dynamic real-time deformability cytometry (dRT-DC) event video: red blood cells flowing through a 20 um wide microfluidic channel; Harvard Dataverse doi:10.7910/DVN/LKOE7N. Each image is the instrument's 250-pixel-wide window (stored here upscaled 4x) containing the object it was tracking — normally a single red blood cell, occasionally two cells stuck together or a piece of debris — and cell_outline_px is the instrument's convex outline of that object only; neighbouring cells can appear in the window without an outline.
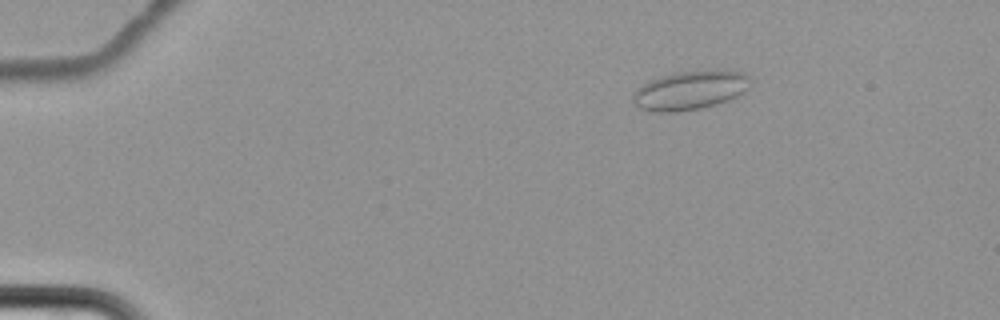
{"species": "common noctule bat (a hibernating species)", "species_latin": "Nyctalus noctula", "temperature_condition": "cold", "stored_images_in_passage": 6, "camera_frame_rate_fps": 3000, "um_per_image_px": 0.085, "animal": {"sex": "female", "body_mass_g": 22.7, "forearm_length_mm": 54.2}, "frame": {"image": 1, "passage_image": 4, "time_ms": 3.667, "image_size_px": [1000, 320], "cell_outline_px": [[752, 80], [748, 88], [744, 92], [728, 100], [716, 104], [700, 108], [676, 112], [656, 112], [640, 108], [632, 100], [632, 96], [636, 88], [652, 80], [672, 72], [744, 72]], "centroid_in_image_um": [58.63, 7.7], "position_along_channel_um": 26.4, "area_um2": 26.01}}